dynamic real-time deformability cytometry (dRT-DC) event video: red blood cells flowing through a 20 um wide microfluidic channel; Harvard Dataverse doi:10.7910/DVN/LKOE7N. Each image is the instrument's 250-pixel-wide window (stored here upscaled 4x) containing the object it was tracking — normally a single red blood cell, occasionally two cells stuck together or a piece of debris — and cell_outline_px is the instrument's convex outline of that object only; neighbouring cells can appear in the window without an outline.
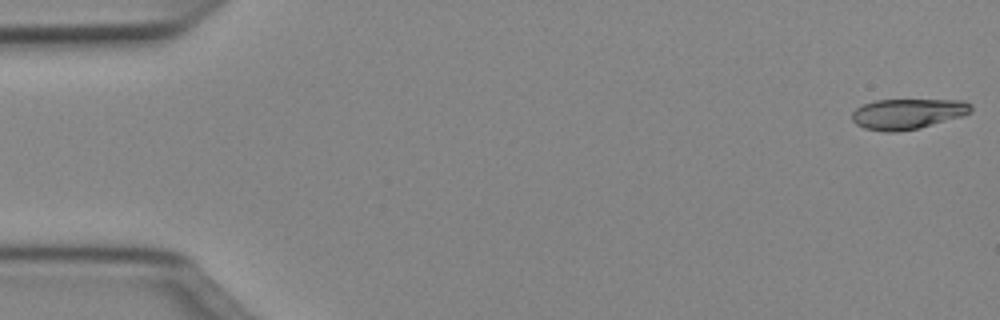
{"species": "Egyptian fruit bat (a non-hibernating species)", "species_latin": "Rousettus aegyptiacus", "temperature_condition": "cold", "stored_images_in_passage": 49, "camera_frame_rate_fps": 3000, "um_per_image_px": 0.085, "animal": {"sex": "female"}, "frame": {"image": 1, "passage_image": 1, "time_ms": 0.0, "image_size_px": [1000, 320], "cell_outline_px": [[972, 112], [960, 116], [920, 128], [896, 132], [884, 132], [864, 128], [856, 124], [852, 120], [852, 112], [856, 108], [864, 104], [876, 100], [964, 100], [972, 104]], "centroid_in_image_um": [77.14, 9.67], "position_along_channel_um": 7.9, "area_um2": 21.1}}
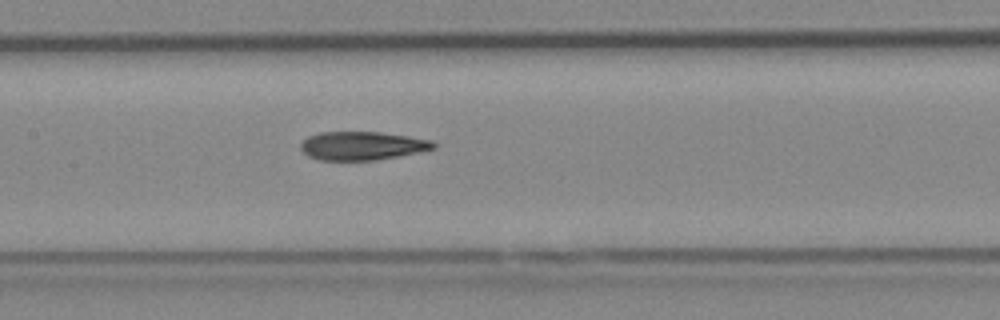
{"frame": {"image": 2, "passage_image": 24, "time_ms": 7.667, "image_size_px": [1000, 320], "cell_outline_px": [[436, 148], [376, 160], [320, 160], [308, 156], [300, 148], [300, 144], [308, 136], [320, 132], [380, 132], [408, 136], [432, 140], [436, 144]], "centroid_in_image_um": [30.77, 12.38], "position_along_channel_um": 176.6, "area_um2": 21.91}}
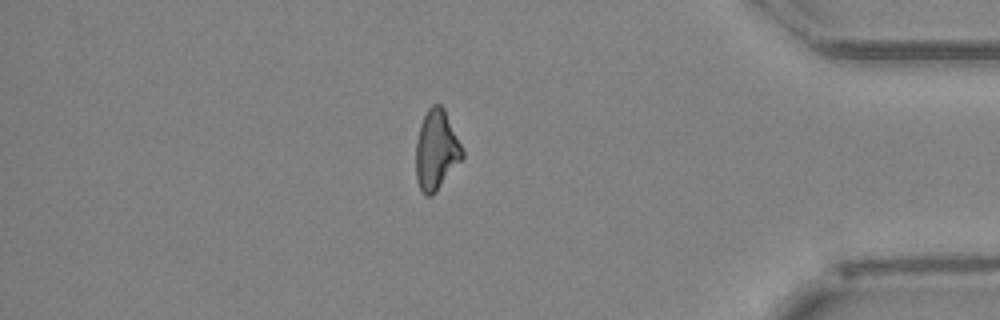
{"frame": {"image": 3, "passage_image": 43, "time_ms": 14.0, "image_size_px": [1000, 320], "cell_outline_px": [[464, 156], [436, 192], [432, 196], [428, 196], [420, 188], [416, 180], [416, 140], [420, 124], [428, 108], [432, 104], [440, 104], [444, 108], [464, 152]], "centroid_in_image_um": [37.07, 12.75], "position_along_channel_um": 398.1, "area_um2": 21.44}}